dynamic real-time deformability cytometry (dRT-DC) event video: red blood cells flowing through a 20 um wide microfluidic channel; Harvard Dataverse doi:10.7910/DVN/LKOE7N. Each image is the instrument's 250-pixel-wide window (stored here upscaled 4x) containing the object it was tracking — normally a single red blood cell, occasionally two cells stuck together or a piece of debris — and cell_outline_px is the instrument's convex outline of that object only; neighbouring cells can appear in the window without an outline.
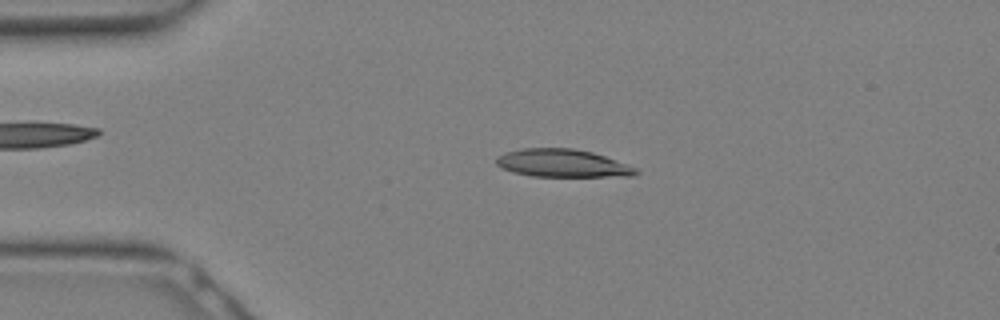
{"species": "Egyptian fruit bat (a non-hibernating species)", "species_latin": "Rousettus aegyptiacus", "temperature_condition": "warm", "stored_images_in_passage": 12, "camera_frame_rate_fps": 3000, "um_per_image_px": 0.085, "animal": {"sex": "female"}, "frame": {"image": 1, "passage_image": 6, "time_ms": 1.667, "image_size_px": [1000, 320], "cell_outline_px": [[640, 172], [632, 176], [532, 176], [512, 172], [496, 164], [496, 156], [508, 152], [524, 148], [572, 148], [592, 152], [628, 164], [636, 168]], "centroid_in_image_um": [47.82, 13.87], "position_along_channel_um": 37.2, "area_um2": 22.48}}
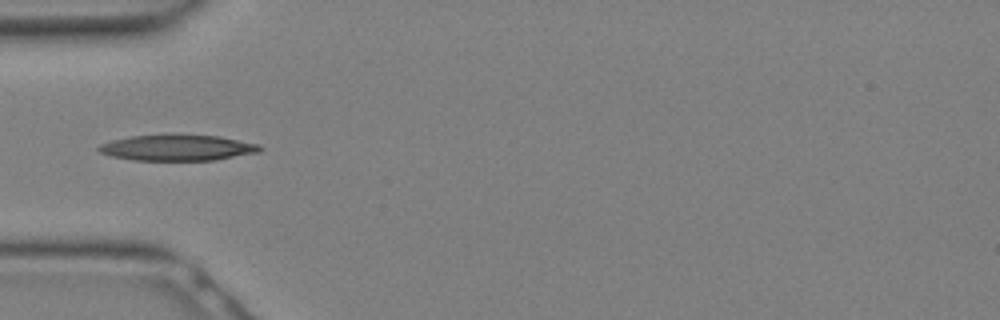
{"frame": {"image": 2, "passage_image": 9, "time_ms": 2.667, "image_size_px": [1000, 320], "cell_outline_px": [[264, 148], [260, 152], [216, 160], [132, 160], [112, 156], [100, 152], [96, 148], [100, 144], [112, 140], [132, 136], [168, 132], [172, 132], [220, 136], [260, 144]], "centroid_in_image_um": [15.11, 12.52], "position_along_channel_um": 69.9, "area_um2": 25.26}}
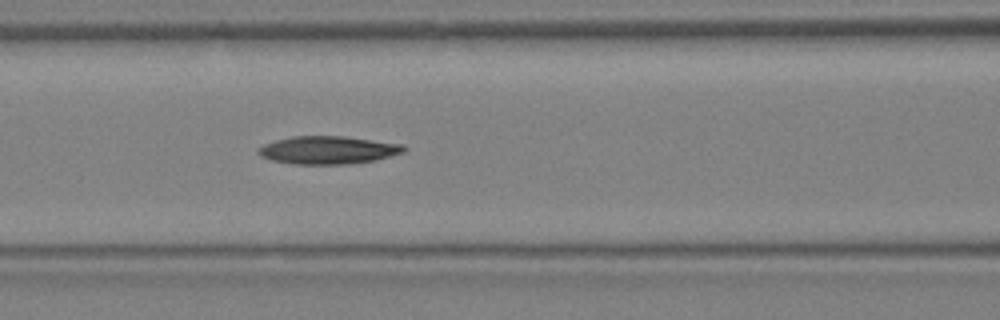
{"frame": {"image": 3, "passage_image": 12, "time_ms": 3.667, "image_size_px": [1000, 320], "cell_outline_px": [[408, 148], [404, 152], [376, 160], [348, 164], [296, 164], [272, 160], [260, 156], [256, 152], [264, 144], [276, 140], [292, 136], [344, 136], [404, 144]], "centroid_in_image_um": [27.92, 12.75], "position_along_channel_um": 138.7, "area_um2": 23.7}}